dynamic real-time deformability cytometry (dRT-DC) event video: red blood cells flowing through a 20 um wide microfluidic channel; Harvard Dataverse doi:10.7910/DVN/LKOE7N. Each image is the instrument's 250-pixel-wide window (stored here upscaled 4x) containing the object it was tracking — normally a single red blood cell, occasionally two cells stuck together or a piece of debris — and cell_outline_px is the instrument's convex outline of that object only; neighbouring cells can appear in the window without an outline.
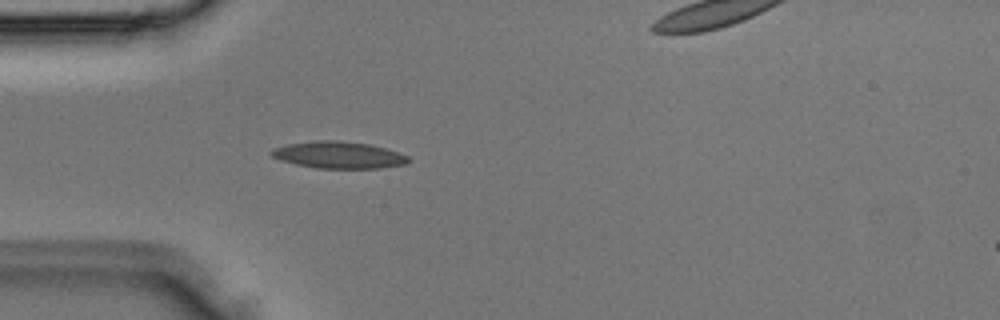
{"species": "Egyptian fruit bat (a non-hibernating species)", "species_latin": "Rousettus aegyptiacus", "temperature_condition": "room temperature", "stored_images_in_passage": 2, "camera_frame_rate_fps": 3000, "um_per_image_px": 0.085, "animal": {"sex": "male"}, "frame": {"image": 1, "passage_image": 1, "time_ms": 0.0, "image_size_px": [1000, 320], "cell_outline_px": [[412, 160], [404, 164], [380, 168], [316, 168], [296, 164], [280, 160], [272, 156], [268, 152], [272, 148], [288, 144], [316, 140], [340, 140], [368, 144], [384, 148], [408, 156]], "centroid_in_image_um": [28.74, 13.17], "position_along_channel_um": 56.3, "area_um2": 21.39}}